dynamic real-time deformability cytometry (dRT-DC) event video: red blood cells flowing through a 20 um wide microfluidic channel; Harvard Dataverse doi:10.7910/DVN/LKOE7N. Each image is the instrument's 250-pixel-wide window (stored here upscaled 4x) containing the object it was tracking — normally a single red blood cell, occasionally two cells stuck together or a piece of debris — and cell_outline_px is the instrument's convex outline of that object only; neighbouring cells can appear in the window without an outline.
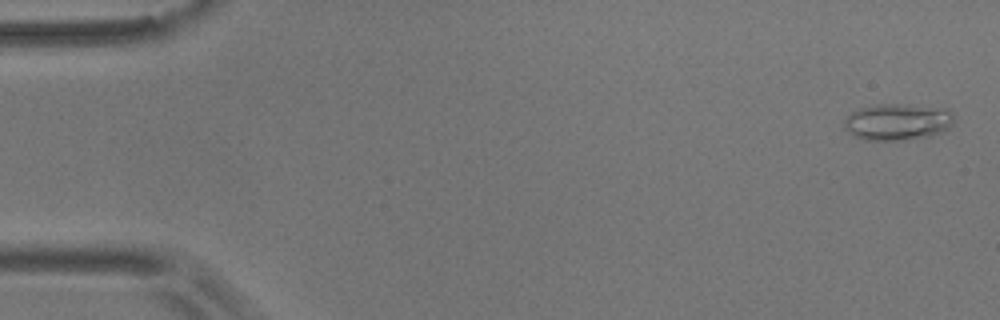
{"species": "common noctule bat (a hibernating species)", "species_latin": "Nyctalus noctula", "temperature_condition": "room temperature", "stored_images_in_passage": 55, "camera_frame_rate_fps": 3000, "um_per_image_px": 0.085, "animal": {"sex": "male", "body_mass_g": 17.9}, "frame": {"image": 1, "passage_image": 2, "time_ms": 0.333, "image_size_px": [1000, 320], "cell_outline_px": [[952, 124], [944, 132], [932, 136], [904, 140], [864, 140], [852, 136], [844, 128], [844, 120], [856, 108], [876, 104], [904, 104], [948, 108], [952, 112]], "centroid_in_image_um": [76.28, 10.36], "position_along_channel_um": 8.7, "area_um2": 23.87}}
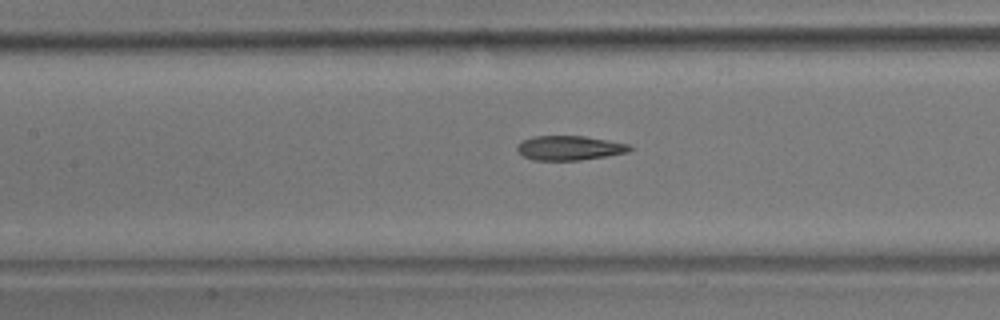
{"frame": {"image": 2, "passage_image": 25, "time_ms": 8.0, "image_size_px": [1000, 320], "cell_outline_px": [[632, 148], [628, 152], [580, 160], [532, 160], [516, 152], [516, 144], [520, 140], [532, 136], [584, 136], [628, 144]], "centroid_in_image_um": [48.3, 12.57], "position_along_channel_um": 159.1, "area_um2": 16.07}}
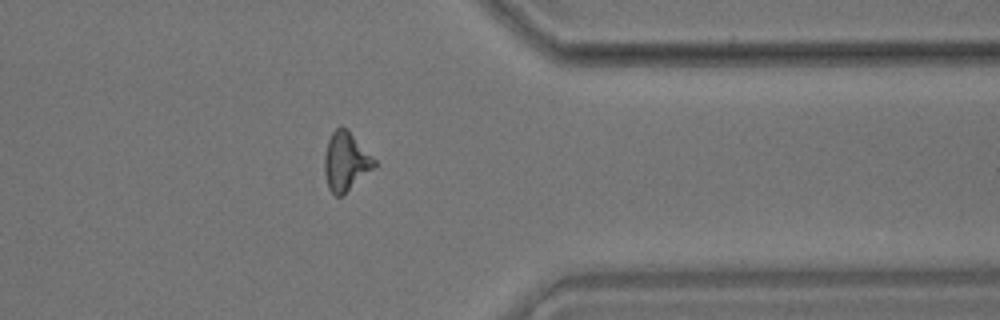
{"frame": {"image": 3, "passage_image": 44, "time_ms": 14.333, "image_size_px": [1000, 320], "cell_outline_px": [[376, 164], [372, 168], [340, 196], [336, 196], [328, 188], [324, 172], [324, 156], [328, 140], [332, 132], [336, 128], [348, 128], [376, 160]], "centroid_in_image_um": [29.36, 13.68], "position_along_channel_um": 382.0, "area_um2": 16.65}, "authors_computed_cell_mechanics": {"area_um2": 16.762, "velocity_mm_per_s": 3.6836, "shape_relaxation_time_tau1_ms": 7.4128, "shape_relaxation_time_tau2_ms": 2.8723, "deformation_change_tau1": 0.1754, "deformation_change_tau2": 0.1115}}